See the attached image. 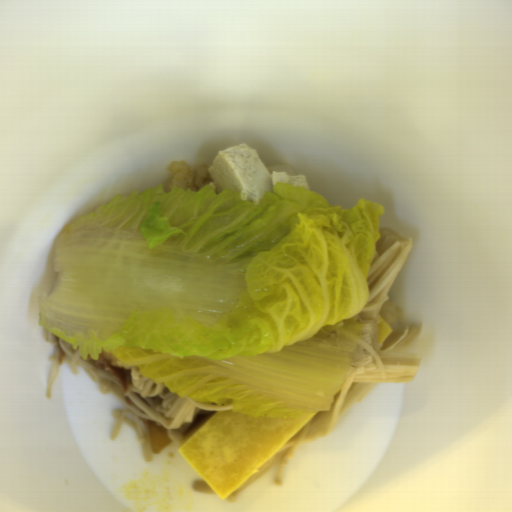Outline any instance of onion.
<instances>
[{"mask_svg":"<svg viewBox=\"0 0 512 512\" xmlns=\"http://www.w3.org/2000/svg\"><path fill=\"white\" fill-rule=\"evenodd\" d=\"M145 424L154 450L153 453L158 454L164 451L173 440L169 438L164 428L160 427L152 420L147 419Z\"/></svg>","mask_w":512,"mask_h":512,"instance_id":"1","label":"onion"}]
</instances>
